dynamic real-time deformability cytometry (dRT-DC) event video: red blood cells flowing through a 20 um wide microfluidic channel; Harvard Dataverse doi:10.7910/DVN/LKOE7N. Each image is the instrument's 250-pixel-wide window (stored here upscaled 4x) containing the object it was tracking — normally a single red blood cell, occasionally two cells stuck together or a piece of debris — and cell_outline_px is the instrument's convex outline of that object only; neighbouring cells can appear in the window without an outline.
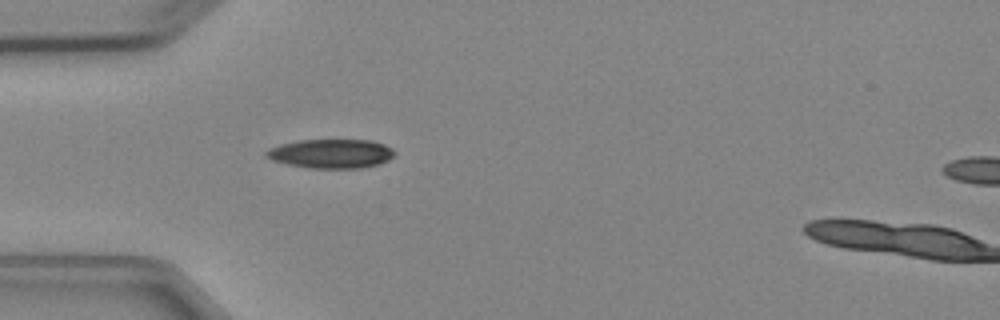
{"species": "Egyptian fruit bat (a non-hibernating species)", "species_latin": "Rousettus aegyptiacus", "temperature_condition": "cold", "stored_images_in_passage": 2, "camera_frame_rate_fps": 3000, "um_per_image_px": 0.085, "animal": {"sex": "female"}, "frame": {"image": 1, "passage_image": 1, "time_ms": 0.0, "image_size_px": [1000, 320], "cell_outline_px": [[396, 152], [388, 160], [380, 164], [360, 168], [312, 168], [288, 164], [272, 160], [264, 156], [264, 152], [268, 148], [280, 144], [300, 140], [372, 140], [384, 144], [392, 148]], "centroid_in_image_um": [28.13, 13.05], "position_along_channel_um": 56.9, "area_um2": 21.85}}